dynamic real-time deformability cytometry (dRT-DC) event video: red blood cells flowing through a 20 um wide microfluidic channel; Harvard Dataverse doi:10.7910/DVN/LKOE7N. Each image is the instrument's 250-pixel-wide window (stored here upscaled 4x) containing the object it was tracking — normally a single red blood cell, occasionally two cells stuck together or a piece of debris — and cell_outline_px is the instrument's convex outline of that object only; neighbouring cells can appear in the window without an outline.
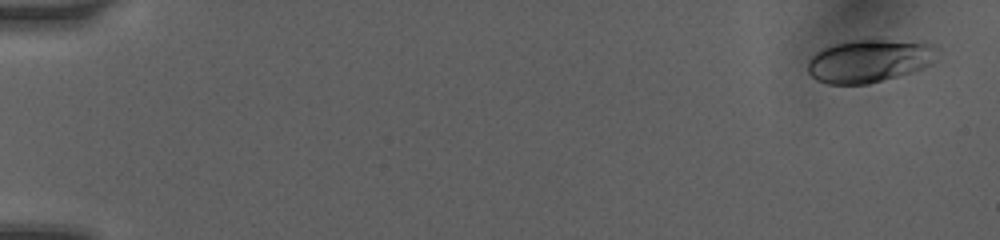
{"species": "human", "species_latin": "Homo sapiens", "temperature_condition": "room temperature", "stored_images_in_passage": 6, "camera_frame_rate_fps": 3000, "um_per_image_px": 0.085, "donor": {"sex": "female"}, "frame": {"image": 1, "passage_image": 1, "time_ms": 0.0, "image_size_px": [1000, 240], "cell_outline_px": [[940, 48], [928, 64], [920, 68], [896, 76], [868, 84], [828, 84], [816, 80], [808, 72], [808, 60], [816, 52], [824, 48], [836, 44], [856, 40], [888, 40], [936, 44]], "centroid_in_image_um": [73.85, 5.17], "position_along_channel_um": 11.2, "area_um2": 31.79}}
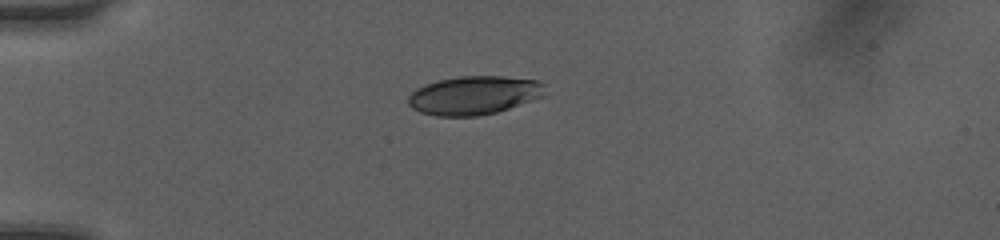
{"frame": {"image": 2, "passage_image": 5, "time_ms": 4.0, "image_size_px": [1000, 240], "cell_outline_px": [[544, 96], [496, 112], [476, 116], [436, 116], [420, 112], [412, 108], [408, 104], [408, 96], [416, 88], [424, 84], [436, 80], [460, 76], [504, 76], [540, 80], [544, 84]], "centroid_in_image_um": [40.27, 8.09], "position_along_channel_um": 44.7, "area_um2": 30.92}}